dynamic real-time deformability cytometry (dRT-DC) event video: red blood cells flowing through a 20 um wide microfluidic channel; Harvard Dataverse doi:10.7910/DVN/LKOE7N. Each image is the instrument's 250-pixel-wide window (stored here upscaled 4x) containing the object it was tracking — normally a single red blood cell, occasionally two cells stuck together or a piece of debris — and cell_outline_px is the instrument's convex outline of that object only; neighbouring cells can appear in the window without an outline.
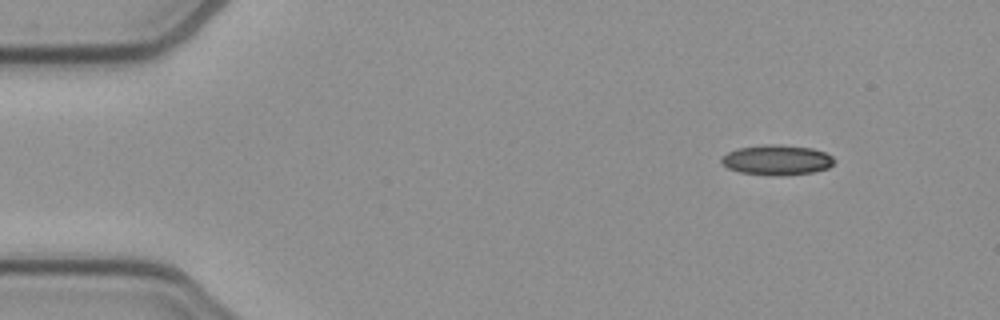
{"species": "common noctule bat (a hibernating species)", "species_latin": "Nyctalus noctula", "temperature_condition": "cold", "stored_images_in_passage": 46, "camera_frame_rate_fps": 3000, "um_per_image_px": 0.085, "animal": {"sex": "female", "body_mass_g": 21.9}, "frame": {"image": 1, "passage_image": 1, "time_ms": 0.0, "image_size_px": [1000, 320], "cell_outline_px": [[836, 160], [828, 168], [812, 172], [780, 176], [772, 176], [740, 172], [728, 168], [720, 160], [720, 156], [736, 148], [764, 144], [772, 144], [812, 148], [824, 152], [832, 156]], "centroid_in_image_um": [66.01, 13.6], "position_along_channel_um": 19.0, "area_um2": 19.88}}
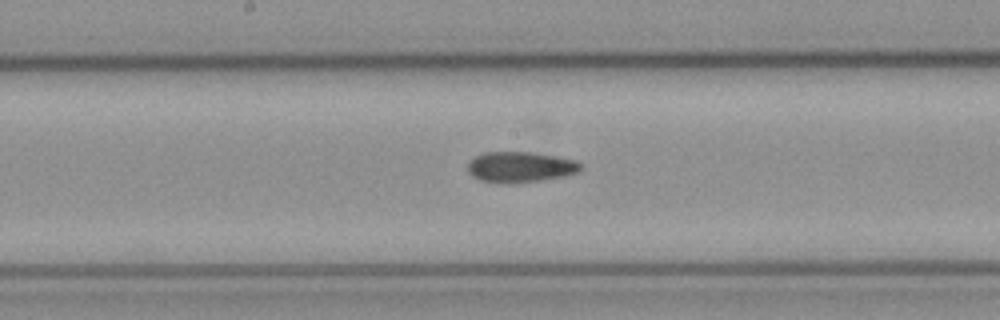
{"frame": {"image": 2, "passage_image": 22, "time_ms": 7.0, "image_size_px": [1000, 320], "cell_outline_px": [[584, 168], [580, 172], [564, 176], [540, 180], [508, 184], [480, 180], [472, 176], [468, 172], [468, 164], [476, 156], [484, 152], [528, 152], [556, 156], [576, 160]], "centroid_in_image_um": [44.25, 14.2], "position_along_channel_um": 203.9, "area_um2": 20.17}}
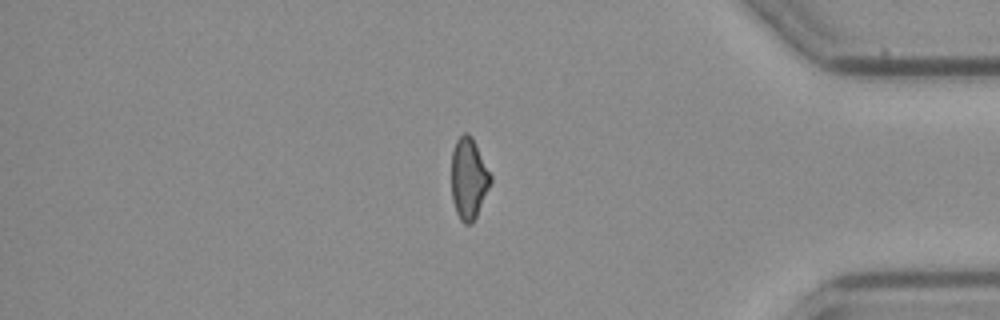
{"frame": {"image": 3, "passage_image": 39, "time_ms": 12.667, "image_size_px": [1000, 320], "cell_outline_px": [[492, 180], [476, 216], [472, 224], [464, 224], [460, 220], [456, 212], [452, 200], [452, 152], [456, 140], [464, 132], [468, 132], [472, 136], [492, 176]], "centroid_in_image_um": [39.83, 15.16], "position_along_channel_um": 395.4, "area_um2": 18.5}}